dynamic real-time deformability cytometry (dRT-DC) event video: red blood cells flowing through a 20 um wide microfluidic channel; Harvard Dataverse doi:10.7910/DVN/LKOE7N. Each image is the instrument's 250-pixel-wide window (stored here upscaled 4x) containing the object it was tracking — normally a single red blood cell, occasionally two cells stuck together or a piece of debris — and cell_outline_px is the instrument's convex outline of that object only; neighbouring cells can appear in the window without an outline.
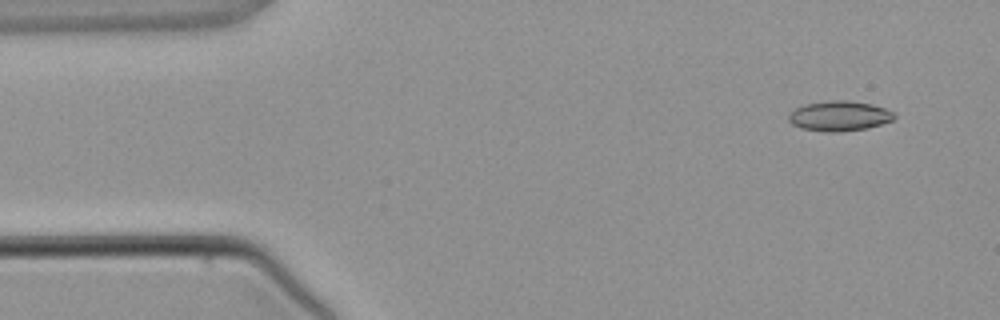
{"species": "common noctule bat (a hibernating species)", "species_latin": "Nyctalus noctula", "temperature_condition": "warm", "stored_images_in_passage": 3, "camera_frame_rate_fps": 3000, "um_per_image_px": 0.085, "animal": {"sex": "male", "body_mass_g": 21.5, "forearm_length_mm": 52.0}, "frame": {"image": 1, "passage_image": 1, "time_ms": 0.0, "image_size_px": [1000, 320], "cell_outline_px": [[896, 116], [892, 120], [868, 128], [840, 132], [824, 132], [800, 128], [792, 124], [788, 120], [788, 116], [796, 108], [804, 104], [832, 100], [848, 100], [872, 104], [896, 112]], "centroid_in_image_um": [71.35, 9.86], "position_along_channel_um": 13.6, "area_um2": 18.61}}